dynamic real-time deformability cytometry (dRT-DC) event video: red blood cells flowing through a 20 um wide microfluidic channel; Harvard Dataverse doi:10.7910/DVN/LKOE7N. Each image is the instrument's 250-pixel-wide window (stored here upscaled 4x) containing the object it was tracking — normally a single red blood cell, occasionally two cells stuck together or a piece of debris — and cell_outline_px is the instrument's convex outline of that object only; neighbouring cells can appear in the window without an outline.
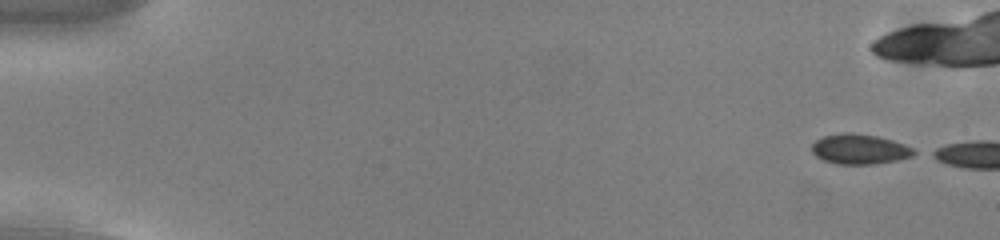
{"species": "common noctule bat (a hibernating species)", "species_latin": "Nyctalus noctula", "temperature_condition": "cold", "stored_images_in_passage": 8, "camera_frame_rate_fps": 3000, "um_per_image_px": 0.085, "animal": {"sex": "male", "body_mass_g": 13.0, "forearm_length_mm": 53.1}, "frame": {"image": 1, "passage_image": 1, "time_ms": 0.0, "image_size_px": [1000, 240], "cell_outline_px": [[920, 152], [912, 156], [896, 160], [876, 164], [836, 164], [824, 160], [816, 156], [812, 152], [812, 144], [816, 140], [824, 136], [844, 132], [852, 132], [876, 136], [892, 140], [904, 144]], "centroid_in_image_um": [73.08, 12.68], "position_along_channel_um": 11.9, "area_um2": 17.92}}